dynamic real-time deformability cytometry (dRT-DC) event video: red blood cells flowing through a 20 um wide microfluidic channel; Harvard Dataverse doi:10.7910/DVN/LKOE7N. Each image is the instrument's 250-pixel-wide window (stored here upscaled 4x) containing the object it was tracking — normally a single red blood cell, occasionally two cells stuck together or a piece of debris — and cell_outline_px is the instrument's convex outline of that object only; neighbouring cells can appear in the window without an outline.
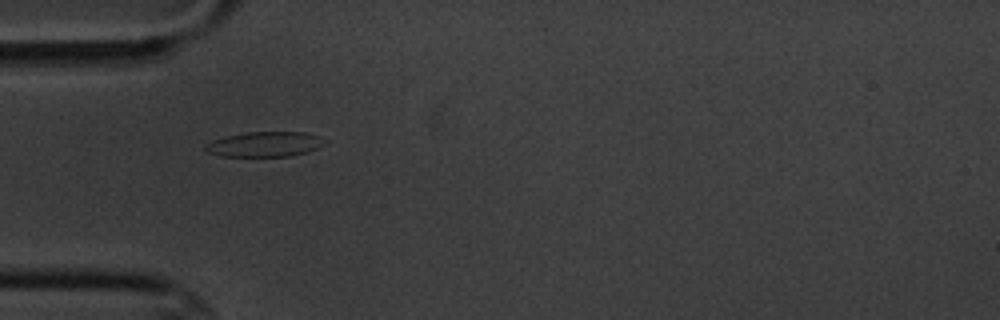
{"species": "common noctule bat (a hibernating species)", "species_latin": "Nyctalus noctula", "temperature_condition": "cold", "stored_images_in_passage": 2, "camera_frame_rate_fps": 3000, "um_per_image_px": 0.085, "animal": {"sex": "male", "body_mass_g": 20.1, "forearm_length_mm": 53.5}, "frame": {"image": 1, "passage_image": 1, "time_ms": 0.0, "image_size_px": [1000, 320], "cell_outline_px": [[328, 140], [324, 144], [308, 152], [288, 156], [220, 156], [208, 152], [204, 148], [204, 144], [212, 140], [224, 136], [244, 132], [304, 132], [320, 136]], "centroid_in_image_um": [22.49, 12.25], "position_along_channel_um": 62.5, "area_um2": 17.57}}